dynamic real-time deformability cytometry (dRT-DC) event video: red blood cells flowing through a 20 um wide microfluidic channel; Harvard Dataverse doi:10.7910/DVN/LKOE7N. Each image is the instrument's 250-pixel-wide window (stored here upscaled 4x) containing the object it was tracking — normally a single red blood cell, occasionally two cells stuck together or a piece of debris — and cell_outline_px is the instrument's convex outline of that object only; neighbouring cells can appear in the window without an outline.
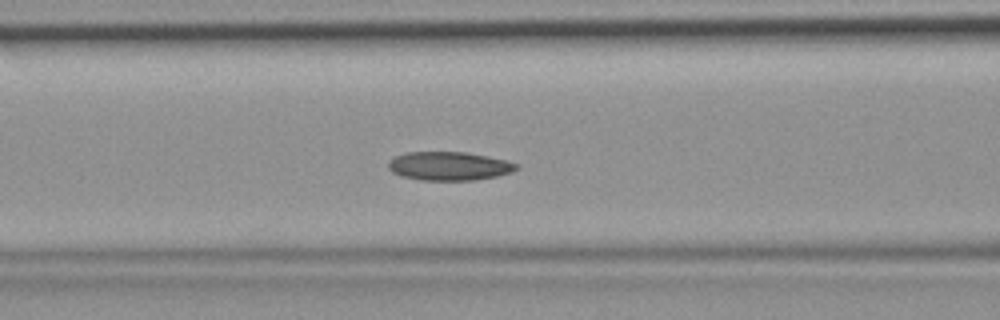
{"species": "common noctule bat (a hibernating species)", "species_latin": "Nyctalus noctula", "temperature_condition": "room temperature", "stored_images_in_passage": 47, "camera_frame_rate_fps": 3000, "um_per_image_px": 0.085, "animal": {"sex": "female", "body_mass_g": 19.9}, "frame": {"image": 1, "passage_image": 19, "time_ms": 6.0, "image_size_px": [1000, 320], "cell_outline_px": [[520, 168], [512, 172], [496, 176], [476, 180], [420, 180], [400, 176], [392, 172], [388, 168], [388, 164], [396, 156], [404, 152], [464, 152], [488, 156], [508, 160], [516, 164]], "centroid_in_image_um": [38.19, 14.12], "position_along_channel_um": 128.4, "area_um2": 21.44}}
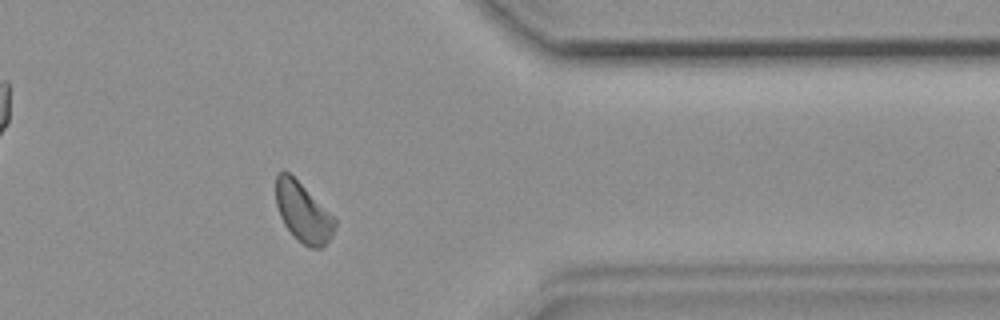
{"frame": {"image": 2, "passage_image": 38, "time_ms": 12.333, "image_size_px": [1000, 320], "cell_outline_px": [[336, 224], [332, 236], [320, 248], [308, 248], [284, 224], [280, 216], [276, 204], [276, 176], [284, 168], [336, 216]], "centroid_in_image_um": [25.78, 18.01], "position_along_channel_um": 385.6, "area_um2": 20.4}}
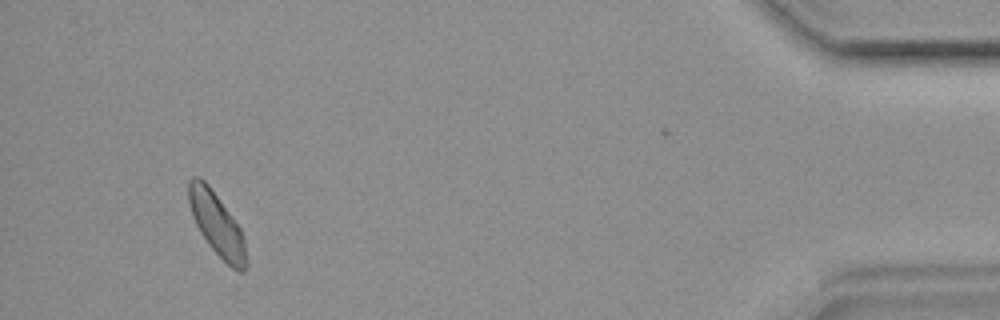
{"frame": {"image": 3, "passage_image": 44, "time_ms": 14.333, "image_size_px": [1000, 320], "cell_outline_px": [[248, 264], [244, 272], [240, 272], [232, 268], [208, 244], [200, 232], [192, 216], [188, 200], [188, 180], [192, 176], [200, 176], [208, 184], [240, 228], [244, 236], [248, 260]], "centroid_in_image_um": [18.44, 19.07], "position_along_channel_um": 416.8, "area_um2": 21.1}}